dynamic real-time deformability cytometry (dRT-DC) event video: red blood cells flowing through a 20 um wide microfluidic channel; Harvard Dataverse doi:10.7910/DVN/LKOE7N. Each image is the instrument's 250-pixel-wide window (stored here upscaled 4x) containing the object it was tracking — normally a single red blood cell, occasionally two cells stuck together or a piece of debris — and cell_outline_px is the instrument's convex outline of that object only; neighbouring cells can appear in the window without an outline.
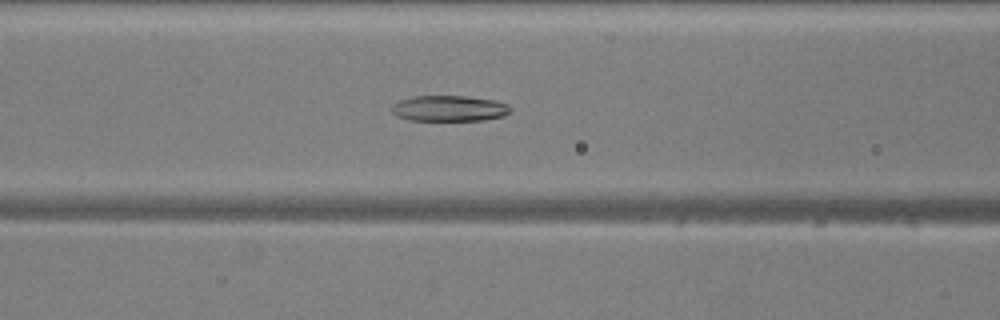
{"species": "common noctule bat (a hibernating species)", "species_latin": "Nyctalus noctula", "temperature_condition": "warm", "stored_images_in_passage": 52, "camera_frame_rate_fps": 3000, "um_per_image_px": 0.085, "animal": {"sex": "male", "body_mass_g": 20.5, "forearm_length_mm": 52.5}, "frame": {"image": 1, "passage_image": 21, "time_ms": 6.667, "image_size_px": [1000, 320], "cell_outline_px": [[512, 108], [504, 116], [484, 120], [408, 120], [396, 116], [392, 112], [392, 104], [400, 100], [412, 96], [464, 96], [496, 100], [508, 104]], "centroid_in_image_um": [38.18, 9.21], "position_along_channel_um": 128.4, "area_um2": 17.92}}
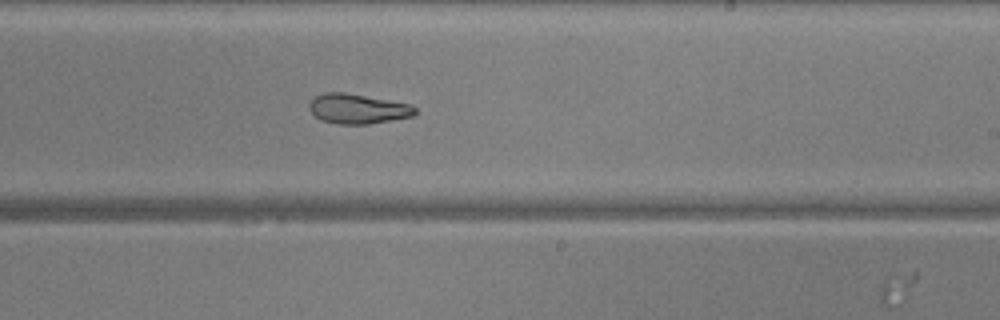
{"frame": {"image": 2, "passage_image": 31, "time_ms": 10.0, "image_size_px": [1000, 320], "cell_outline_px": [[416, 112], [412, 116], [392, 120], [368, 124], [340, 124], [320, 120], [308, 108], [308, 104], [316, 96], [324, 92], [344, 92], [408, 104], [416, 108]], "centroid_in_image_um": [30.37, 9.25], "position_along_channel_um": 258.6, "area_um2": 18.15}}
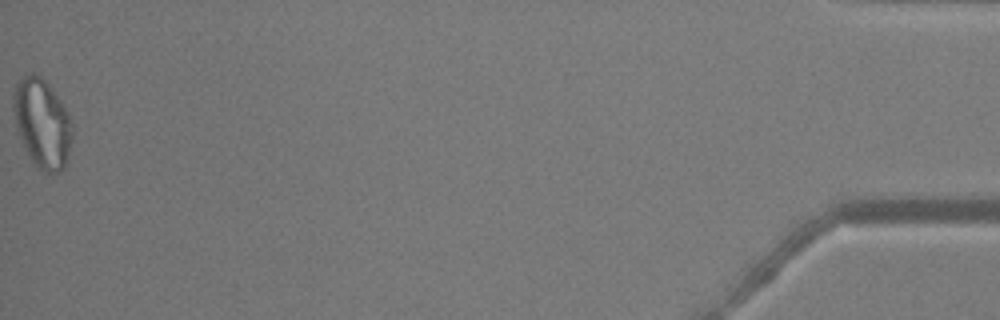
{"frame": {"image": 3, "passage_image": 52, "time_ms": 17.0, "image_size_px": [1000, 320], "cell_outline_px": [[72, 140], [68, 156], [64, 168], [60, 172], [44, 172], [36, 168], [24, 148], [16, 132], [12, 108], [12, 96], [16, 84], [28, 72], [32, 72], [40, 76], [48, 84], [60, 100], [68, 112], [72, 124]], "centroid_in_image_um": [3.56, 10.49], "position_along_channel_um": 431.6, "area_um2": 30.98}, "authors_computed_cell_mechanics": {"area_um2": 22.7732, "velocity_mm_per_s": 3.906, "shape_relaxation_time_tau1_ms": 7.5714, "shape_relaxation_time_tau2_ms": 3.9422, "deformation_change_tau1": 0.2039, "deformation_change_tau2": 0.1246}}